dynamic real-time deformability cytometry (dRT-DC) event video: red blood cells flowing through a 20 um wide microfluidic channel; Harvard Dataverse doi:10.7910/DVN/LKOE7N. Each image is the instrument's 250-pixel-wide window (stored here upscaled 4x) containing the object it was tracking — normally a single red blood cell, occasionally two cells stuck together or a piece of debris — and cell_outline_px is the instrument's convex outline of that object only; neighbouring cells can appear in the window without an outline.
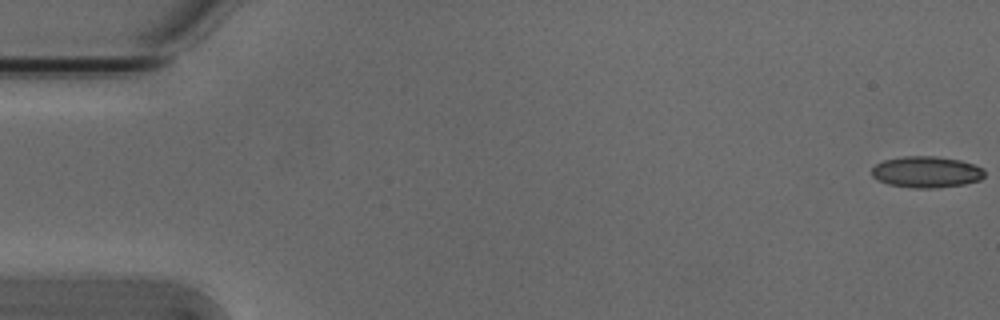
{"species": "Egyptian fruit bat (a non-hibernating species)", "species_latin": "Rousettus aegyptiacus", "temperature_condition": "cold", "stored_images_in_passage": 54, "camera_frame_rate_fps": 3000, "um_per_image_px": 0.085, "animal": {"sex": "male"}, "frame": {"image": 1, "passage_image": 1, "time_ms": 0.0, "image_size_px": [1000, 320], "cell_outline_px": [[984, 176], [980, 180], [964, 184], [932, 188], [916, 188], [888, 184], [872, 176], [872, 168], [876, 164], [884, 160], [904, 156], [936, 156], [960, 160], [984, 168]], "centroid_in_image_um": [78.76, 14.61], "position_along_channel_um": 6.2, "area_um2": 20.46}}
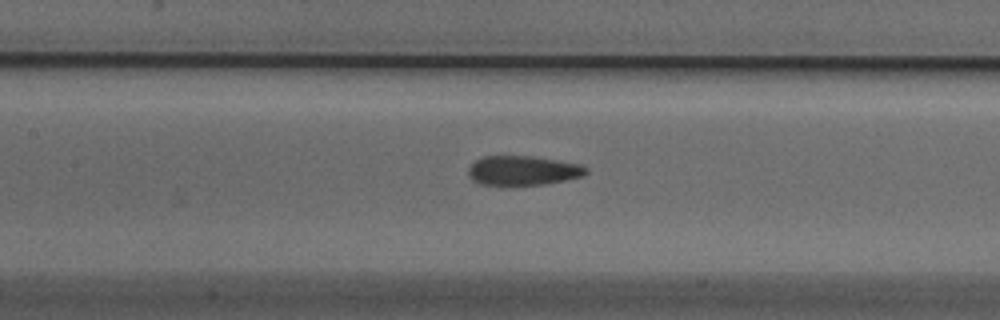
{"frame": {"image": 2, "passage_image": 25, "time_ms": 8.0, "image_size_px": [1000, 320], "cell_outline_px": [[588, 172], [584, 176], [544, 184], [512, 188], [480, 184], [472, 180], [468, 176], [468, 168], [476, 160], [484, 156], [532, 156], [580, 164], [588, 168]], "centroid_in_image_um": [44.41, 14.54], "position_along_channel_um": 163.0, "area_um2": 20.92}}
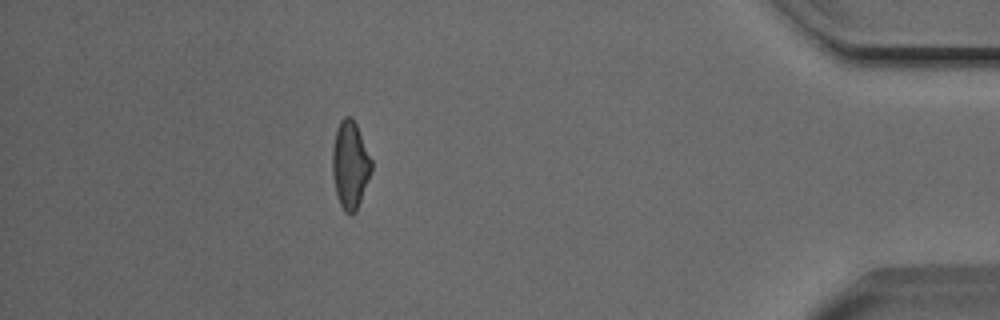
{"frame": {"image": 3, "passage_image": 48, "time_ms": 15.667, "image_size_px": [1000, 320], "cell_outline_px": [[372, 172], [356, 212], [352, 216], [344, 212], [340, 204], [336, 192], [332, 172], [332, 148], [336, 132], [340, 120], [344, 116], [352, 116], [356, 124], [372, 160]], "centroid_in_image_um": [29.77, 14.04], "position_along_channel_um": 405.4, "area_um2": 20.06}, "authors_computed_cell_mechanics": {"area_um2": 20.6924, "velocity_mm_per_s": 3.8328, "shape_relaxation_time_tau1_ms": 7.1324, "shape_relaxation_time_tau2_ms": 2.1763, "deformation_change_tau1": 0.1629, "deformation_change_tau2": 0.0747}}